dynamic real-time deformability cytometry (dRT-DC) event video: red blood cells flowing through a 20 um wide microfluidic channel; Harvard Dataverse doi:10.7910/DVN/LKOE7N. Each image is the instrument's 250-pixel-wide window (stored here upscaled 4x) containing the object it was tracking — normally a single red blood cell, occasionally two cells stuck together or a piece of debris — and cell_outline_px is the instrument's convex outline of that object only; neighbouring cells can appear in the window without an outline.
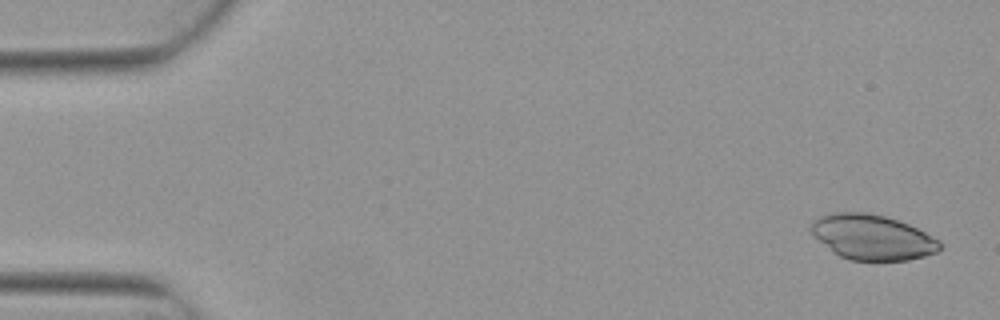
{"species": "Egyptian fruit bat (a non-hibernating species)", "species_latin": "Rousettus aegyptiacus", "temperature_condition": "warm", "stored_images_in_passage": 4, "camera_frame_rate_fps": 3000, "um_per_image_px": 0.085, "animal": {"sex": "female"}, "frame": {"image": 1, "passage_image": 1, "time_ms": 0.0, "image_size_px": [1000, 320], "cell_outline_px": [[940, 248], [936, 252], [924, 256], [908, 260], [852, 260], [840, 256], [832, 252], [812, 232], [812, 224], [820, 216], [828, 212], [864, 212], [884, 216], [908, 224], [940, 240]], "centroid_in_image_um": [74.15, 20.16], "position_along_channel_um": 10.8, "area_um2": 33.35}}